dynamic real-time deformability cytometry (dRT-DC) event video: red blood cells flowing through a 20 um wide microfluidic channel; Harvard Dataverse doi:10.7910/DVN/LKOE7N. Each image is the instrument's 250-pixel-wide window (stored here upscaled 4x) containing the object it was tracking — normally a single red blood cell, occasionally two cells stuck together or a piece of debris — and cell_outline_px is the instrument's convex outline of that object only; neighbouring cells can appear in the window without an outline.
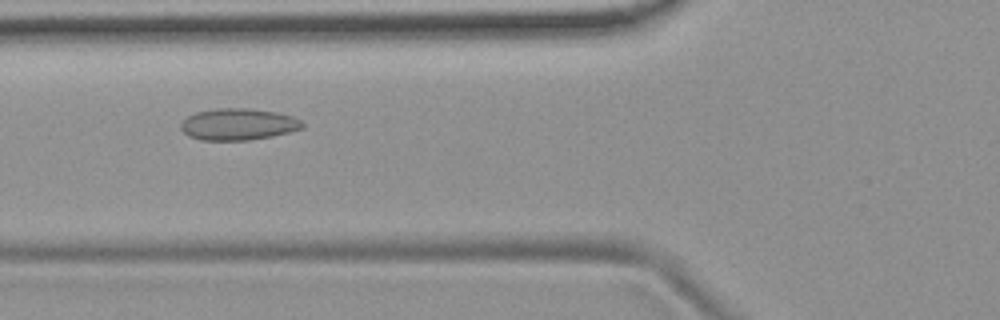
{"species": "common noctule bat (a hibernating species)", "species_latin": "Nyctalus noctula", "temperature_condition": "room temperature", "stored_images_in_passage": 45, "camera_frame_rate_fps": 3000, "um_per_image_px": 0.085, "animal": {"sex": "female", "body_mass_g": 19.9}, "frame": {"image": 1, "passage_image": 12, "time_ms": 3.667, "image_size_px": [1000, 320], "cell_outline_px": [[304, 128], [272, 136], [248, 140], [200, 140], [188, 136], [180, 128], [180, 124], [188, 116], [196, 112], [216, 108], [244, 108], [276, 112], [292, 116], [300, 120], [304, 124]], "centroid_in_image_um": [20.23, 10.56], "position_along_channel_um": 105.6, "area_um2": 22.37}}
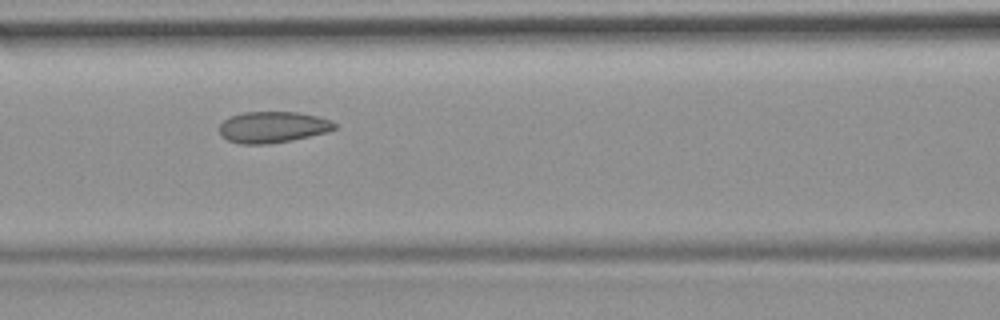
{"frame": {"image": 2, "passage_image": 15, "time_ms": 4.667, "image_size_px": [1000, 320], "cell_outline_px": [[336, 128], [328, 132], [292, 140], [268, 144], [240, 144], [228, 140], [220, 136], [220, 124], [224, 120], [232, 116], [244, 112], [296, 112], [316, 116], [332, 120], [336, 124]], "centroid_in_image_um": [23.19, 10.81], "position_along_channel_um": 143.4, "area_um2": 20.98}}
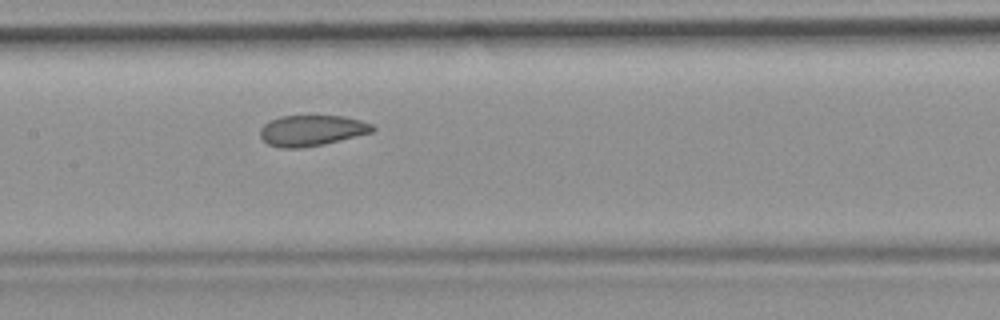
{"frame": {"image": 3, "passage_image": 18, "time_ms": 5.667, "image_size_px": [1000, 320], "cell_outline_px": [[376, 128], [372, 132], [324, 144], [300, 148], [280, 148], [268, 144], [260, 136], [260, 128], [264, 124], [280, 116], [344, 116], [360, 120], [372, 124]], "centroid_in_image_um": [26.49, 11.09], "position_along_channel_um": 180.9, "area_um2": 20.06}, "authors_computed_cell_mechanics": {"area_um2": 21.3282, "velocity_mm_per_s": 3.7647, "shape_relaxation_time_tau1_ms": 11.2806, "shape_relaxation_time_tau2_ms": 1.7445, "deformation_change_tau1": 0.1741, "deformation_change_tau2": 0.068}}